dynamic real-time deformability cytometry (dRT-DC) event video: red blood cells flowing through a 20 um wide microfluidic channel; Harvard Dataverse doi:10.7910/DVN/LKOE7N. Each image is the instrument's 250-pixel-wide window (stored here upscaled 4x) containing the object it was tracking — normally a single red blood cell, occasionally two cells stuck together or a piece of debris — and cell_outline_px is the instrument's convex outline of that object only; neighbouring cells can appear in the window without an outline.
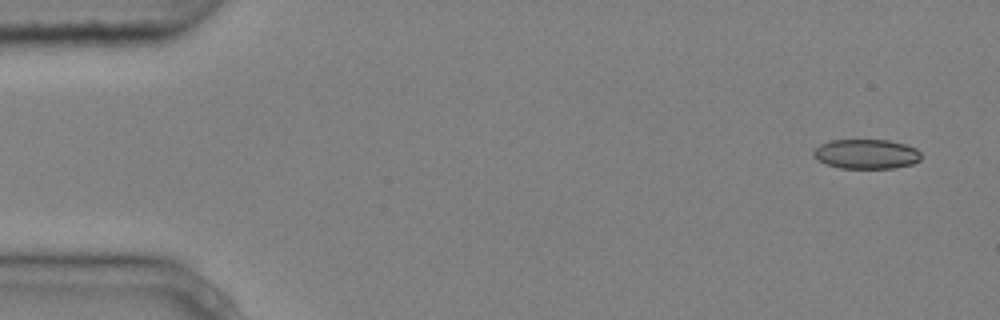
{"species": "common noctule bat (a hibernating species)", "species_latin": "Nyctalus noctula", "temperature_condition": "cold", "stored_images_in_passage": 5, "camera_frame_rate_fps": 3000, "um_per_image_px": 0.085, "animal": {"sex": "male", "body_mass_g": 20.4}, "frame": {"image": 1, "passage_image": 1, "time_ms": 0.0, "image_size_px": [1000, 320], "cell_outline_px": [[920, 160], [912, 164], [892, 168], [840, 168], [824, 164], [816, 160], [812, 156], [812, 152], [820, 144], [832, 140], [888, 140], [904, 144], [916, 148], [920, 152]], "centroid_in_image_um": [73.59, 13.1], "position_along_channel_um": 11.4, "area_um2": 18.67}}
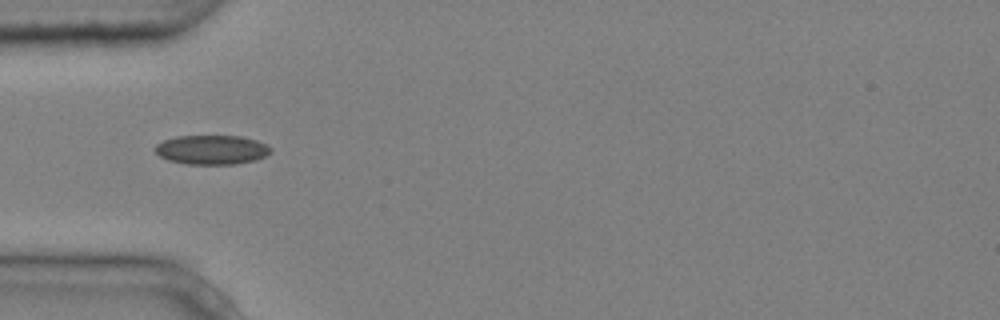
{"frame": {"image": 2, "passage_image": 5, "time_ms": 1.333, "image_size_px": [1000, 320], "cell_outline_px": [[272, 152], [256, 160], [236, 164], [188, 164], [168, 160], [160, 156], [156, 152], [156, 144], [164, 140], [176, 136], [240, 136], [256, 140], [268, 144], [272, 148]], "centroid_in_image_um": [18.04, 12.73], "position_along_channel_um": 67.0, "area_um2": 19.77}}